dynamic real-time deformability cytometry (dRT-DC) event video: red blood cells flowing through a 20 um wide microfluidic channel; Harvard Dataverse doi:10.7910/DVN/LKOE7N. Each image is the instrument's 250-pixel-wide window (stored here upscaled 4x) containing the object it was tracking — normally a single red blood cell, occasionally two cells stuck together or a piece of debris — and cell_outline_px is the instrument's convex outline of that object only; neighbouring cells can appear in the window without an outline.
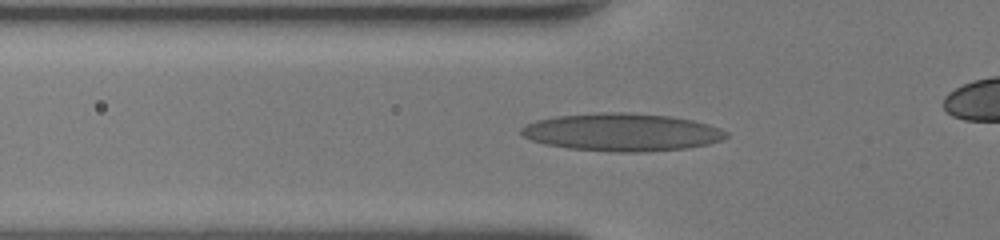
{"species": "human", "species_latin": "Homo sapiens", "temperature_condition": "room temperature", "stored_images_in_passage": 32, "camera_frame_rate_fps": 3000, "um_per_image_px": 0.085, "donor": {"sex": "female"}, "frame": {"image": 1, "passage_image": 7, "time_ms": 2.0, "image_size_px": [1000, 240], "cell_outline_px": [[728, 136], [720, 140], [708, 144], [688, 148], [644, 152], [616, 152], [568, 148], [544, 144], [532, 140], [524, 136], [520, 132], [520, 128], [524, 124], [536, 120], [556, 116], [596, 112], [628, 112], [672, 116], [692, 120], [708, 124], [720, 128], [728, 132]], "centroid_in_image_um": [52.85, 11.23], "position_along_channel_um": 73.0, "area_um2": 45.37}}
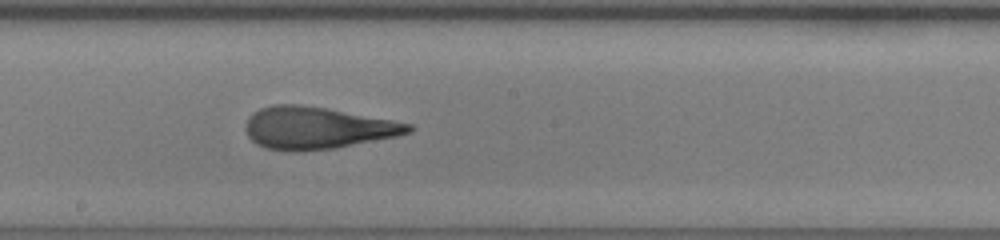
{"frame": {"image": 2, "passage_image": 17, "time_ms": 5.333, "image_size_px": [1000, 240], "cell_outline_px": [[416, 128], [412, 132], [396, 136], [336, 148], [296, 152], [292, 152], [264, 148], [256, 144], [248, 136], [244, 128], [244, 124], [248, 116], [252, 112], [260, 108], [272, 104], [296, 104], [324, 108], [392, 120], [412, 124]], "centroid_in_image_um": [26.9, 10.88], "position_along_channel_um": 221.3, "area_um2": 40.17}}
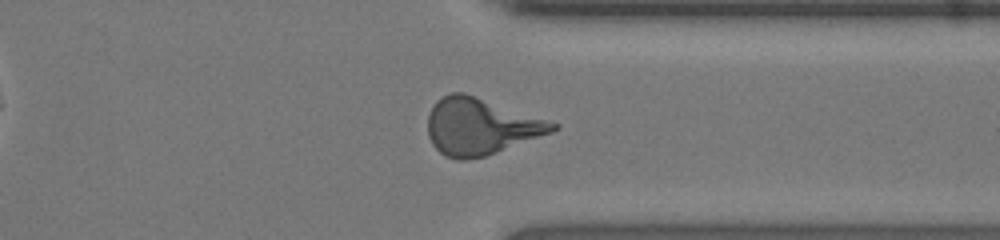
{"frame": {"image": 3, "passage_image": 27, "time_ms": 8.667, "image_size_px": [1000, 240], "cell_outline_px": [[560, 128], [552, 132], [496, 152], [484, 156], [468, 160], [456, 160], [444, 156], [432, 144], [428, 136], [428, 116], [436, 100], [452, 92], [464, 92], [560, 124]], "centroid_in_image_um": [40.83, 10.75], "position_along_channel_um": 370.6, "area_um2": 40.98}}